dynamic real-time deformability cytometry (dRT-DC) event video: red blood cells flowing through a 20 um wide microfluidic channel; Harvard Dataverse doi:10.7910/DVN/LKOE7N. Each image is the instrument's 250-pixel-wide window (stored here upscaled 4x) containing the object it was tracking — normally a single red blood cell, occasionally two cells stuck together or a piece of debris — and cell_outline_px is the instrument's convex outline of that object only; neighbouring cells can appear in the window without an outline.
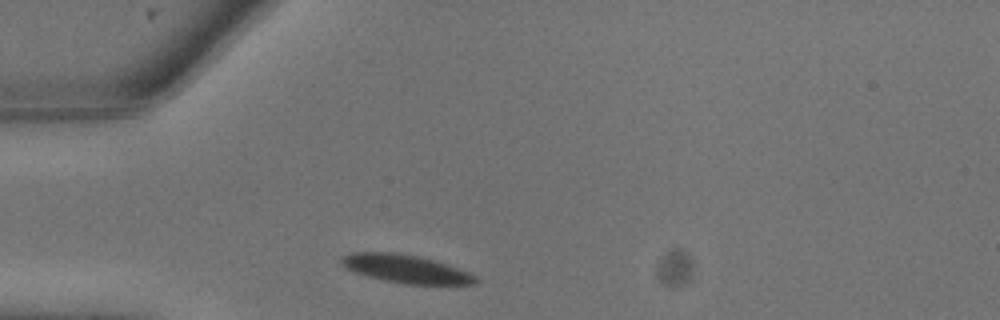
{"species": "common noctule bat (a hibernating species)", "species_latin": "Nyctalus noctula", "temperature_condition": "warm", "stored_images_in_passage": 6, "camera_frame_rate_fps": 3000, "um_per_image_px": 0.085, "animal": {"sex": "male", "body_mass_g": 13.3}, "frame": {"image": 1, "passage_image": 1, "time_ms": 0.0, "image_size_px": [1000, 320], "cell_outline_px": [[480, 280], [476, 284], [408, 284], [384, 280], [368, 276], [356, 272], [340, 264], [340, 260], [344, 256], [352, 252], [392, 252], [420, 256], [448, 264], [468, 272], [476, 276]], "centroid_in_image_um": [34.53, 22.84], "position_along_channel_um": 50.5, "area_um2": 21.91}}